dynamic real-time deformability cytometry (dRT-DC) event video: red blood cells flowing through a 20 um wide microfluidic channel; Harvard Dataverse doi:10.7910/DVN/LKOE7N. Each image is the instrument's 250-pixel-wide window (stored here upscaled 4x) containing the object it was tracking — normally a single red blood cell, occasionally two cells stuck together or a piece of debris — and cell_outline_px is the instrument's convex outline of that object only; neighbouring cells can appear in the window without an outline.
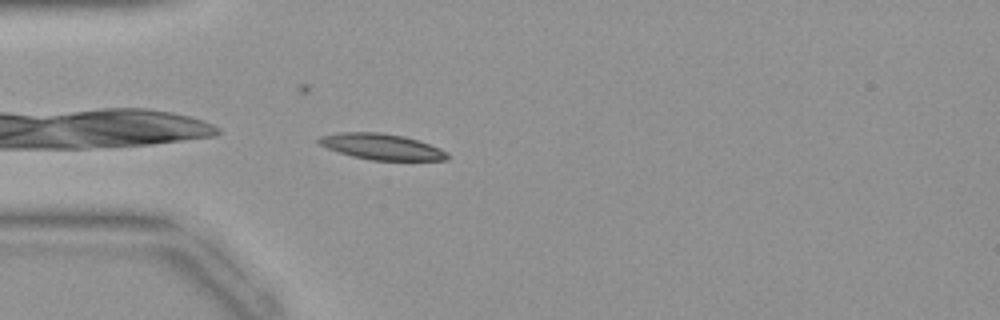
{"species": "common noctule bat (a hibernating species)", "species_latin": "Nyctalus noctula", "temperature_condition": "warm", "stored_images_in_passage": 23, "camera_frame_rate_fps": 3000, "um_per_image_px": 0.085, "animal": {"sex": "female", "body_mass_g": 19.9}, "frame": {"image": 1, "passage_image": 1, "time_ms": 0.0, "image_size_px": [1000, 320], "cell_outline_px": [[448, 160], [372, 160], [352, 156], [328, 148], [320, 144], [316, 140], [320, 136], [340, 132], [380, 132], [404, 136], [420, 140], [440, 148], [448, 152]], "centroid_in_image_um": [32.47, 12.46], "position_along_channel_um": 52.5, "area_um2": 19.42}}
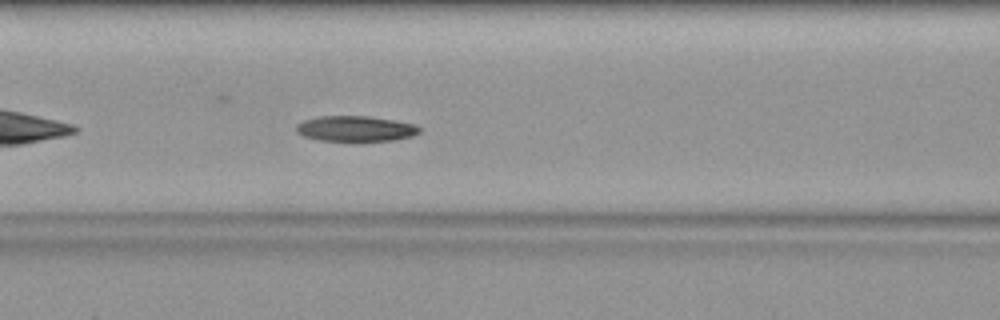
{"frame": {"image": 2, "passage_image": 7, "time_ms": 2.0, "image_size_px": [1000, 320], "cell_outline_px": [[420, 132], [412, 136], [392, 140], [320, 140], [304, 136], [296, 132], [296, 124], [304, 120], [316, 116], [368, 116], [396, 120], [416, 124], [420, 128]], "centroid_in_image_um": [30.22, 10.91], "position_along_channel_um": 136.4, "area_um2": 18.21}}
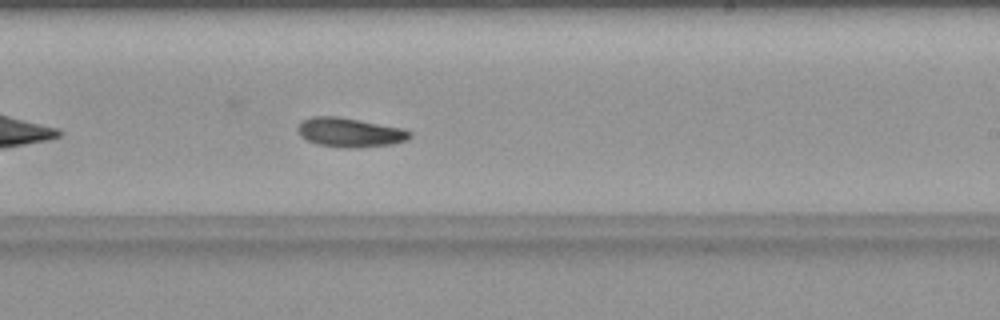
{"frame": {"image": 3, "passage_image": 15, "time_ms": 4.667, "image_size_px": [1000, 320], "cell_outline_px": [[412, 136], [408, 140], [392, 144], [352, 148], [340, 148], [316, 144], [300, 136], [296, 128], [300, 120], [312, 116], [336, 116], [360, 120], [404, 128], [412, 132]], "centroid_in_image_um": [29.72, 11.25], "position_along_channel_um": 259.3, "area_um2": 19.42}}